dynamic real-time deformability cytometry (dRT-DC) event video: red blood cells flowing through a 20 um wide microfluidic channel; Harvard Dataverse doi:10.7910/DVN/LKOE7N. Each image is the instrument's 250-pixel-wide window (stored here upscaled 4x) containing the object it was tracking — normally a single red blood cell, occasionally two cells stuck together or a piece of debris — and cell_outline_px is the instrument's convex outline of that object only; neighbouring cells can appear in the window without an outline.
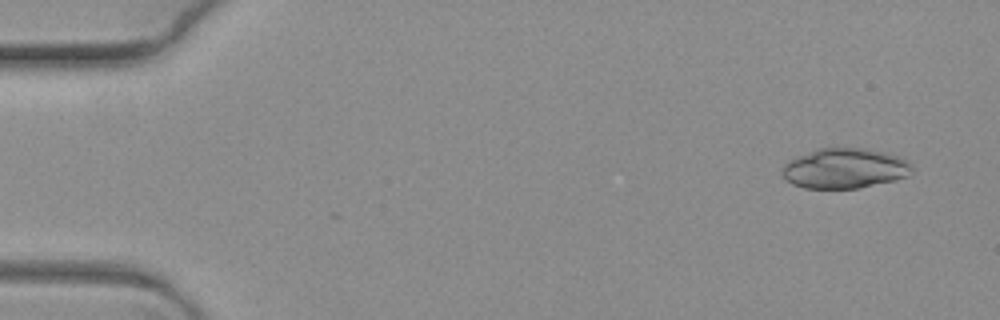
{"species": "common noctule bat (a hibernating species)", "species_latin": "Nyctalus noctula", "temperature_condition": "warm", "stored_images_in_passage": 5, "camera_frame_rate_fps": 3000, "um_per_image_px": 0.085, "animal": {"sex": "female", "body_mass_g": 19.3, "forearm_length_mm": 54.1}, "frame": {"image": 1, "passage_image": 1, "time_ms": 0.0, "image_size_px": [1000, 320], "cell_outline_px": [[916, 168], [908, 176], [896, 180], [860, 188], [804, 188], [792, 184], [780, 172], [784, 164], [796, 156], [820, 148], [864, 148], [884, 152], [896, 156], [912, 164]], "centroid_in_image_um": [71.82, 14.32], "position_along_channel_um": 13.2, "area_um2": 30.4}}